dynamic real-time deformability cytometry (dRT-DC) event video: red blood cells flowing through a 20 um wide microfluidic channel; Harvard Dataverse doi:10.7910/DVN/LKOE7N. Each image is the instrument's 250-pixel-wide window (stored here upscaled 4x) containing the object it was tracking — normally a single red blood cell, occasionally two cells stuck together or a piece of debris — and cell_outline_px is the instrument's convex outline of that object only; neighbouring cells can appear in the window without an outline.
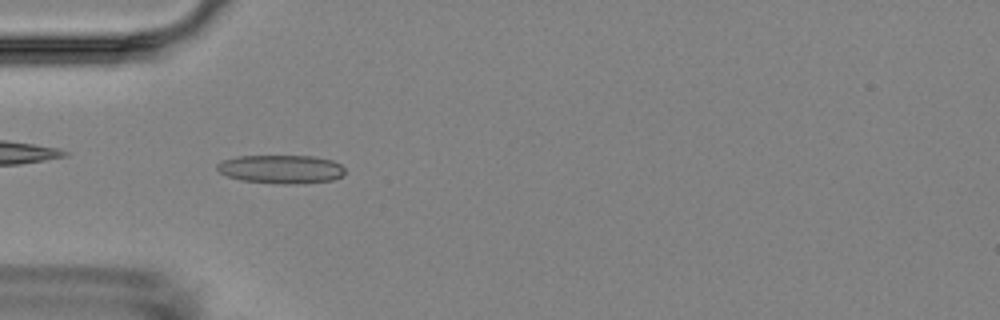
{"species": "Egyptian fruit bat (a non-hibernating species)", "species_latin": "Rousettus aegyptiacus", "temperature_condition": "room temperature", "stored_images_in_passage": 8, "camera_frame_rate_fps": 3000, "um_per_image_px": 0.085, "animal": {"sex": "female"}, "frame": {"image": 1, "passage_image": 3, "time_ms": 2.333, "image_size_px": [1000, 320], "cell_outline_px": [[344, 172], [340, 176], [332, 180], [296, 184], [284, 184], [240, 180], [228, 176], [220, 172], [216, 168], [216, 164], [220, 160], [236, 156], [312, 156], [332, 160], [340, 164], [344, 168]], "centroid_in_image_um": [23.85, 14.37], "position_along_channel_um": 61.2, "area_um2": 21.27}}
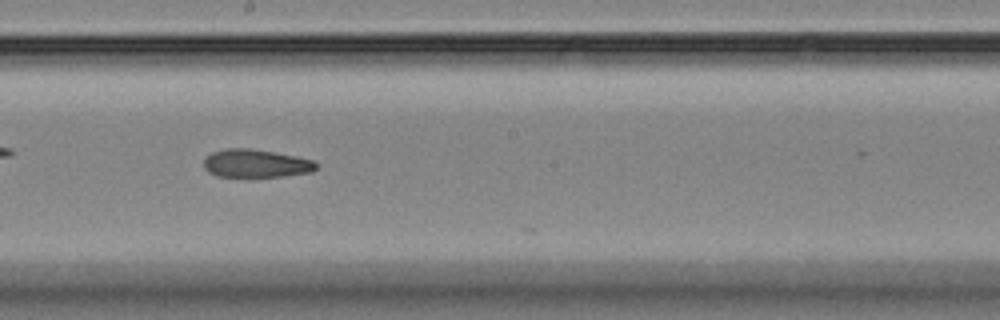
{"frame": {"image": 2, "passage_image": 7, "time_ms": 7.0, "image_size_px": [1000, 320], "cell_outline_px": [[316, 168], [312, 172], [284, 176], [248, 180], [216, 176], [208, 172], [204, 168], [204, 156], [212, 152], [224, 148], [248, 148], [296, 156], [312, 160], [316, 164]], "centroid_in_image_um": [21.67, 13.94], "position_along_channel_um": 226.5, "area_um2": 19.31}}
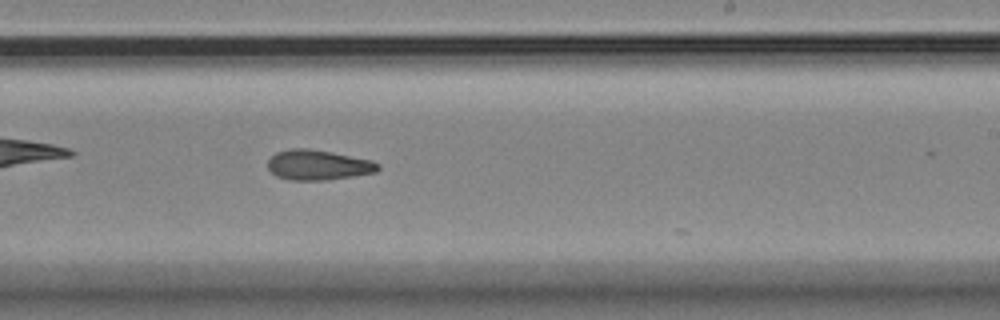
{"frame": {"image": 3, "passage_image": 8, "time_ms": 8.0, "image_size_px": [1000, 320], "cell_outline_px": [[380, 168], [376, 172], [352, 176], [324, 180], [288, 180], [276, 176], [268, 168], [268, 160], [276, 152], [292, 148], [308, 148], [332, 152], [372, 160], [380, 164]], "centroid_in_image_um": [27.04, 14.02], "position_along_channel_um": 262.0, "area_um2": 19.36}}